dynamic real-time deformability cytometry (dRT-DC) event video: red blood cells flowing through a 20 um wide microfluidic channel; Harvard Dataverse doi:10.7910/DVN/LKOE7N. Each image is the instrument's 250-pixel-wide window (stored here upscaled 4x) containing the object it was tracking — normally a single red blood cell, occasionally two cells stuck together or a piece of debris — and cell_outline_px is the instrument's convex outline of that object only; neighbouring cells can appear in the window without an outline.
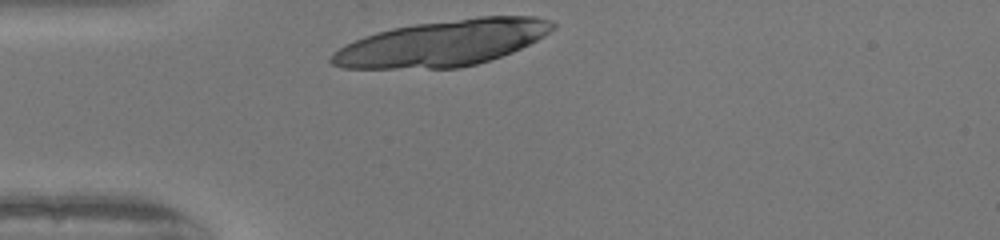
{"species": "human", "species_latin": "Homo sapiens", "temperature_condition": "warm", "stored_images_in_passage": 27, "camera_frame_rate_fps": 3000, "um_per_image_px": 0.085, "donor": {"sex": "female"}, "frame": {"image": 1, "passage_image": 1, "time_ms": 0.0, "image_size_px": [1000, 240], "cell_outline_px": [[556, 28], [544, 36], [512, 52], [476, 64], [460, 68], [344, 68], [332, 64], [328, 60], [332, 52], [344, 44], [364, 36], [392, 28], [416, 24], [480, 16], [536, 16], [552, 20], [556, 24]], "centroid_in_image_um": [37.61, 3.66], "position_along_channel_um": 47.4, "area_um2": 59.19}}